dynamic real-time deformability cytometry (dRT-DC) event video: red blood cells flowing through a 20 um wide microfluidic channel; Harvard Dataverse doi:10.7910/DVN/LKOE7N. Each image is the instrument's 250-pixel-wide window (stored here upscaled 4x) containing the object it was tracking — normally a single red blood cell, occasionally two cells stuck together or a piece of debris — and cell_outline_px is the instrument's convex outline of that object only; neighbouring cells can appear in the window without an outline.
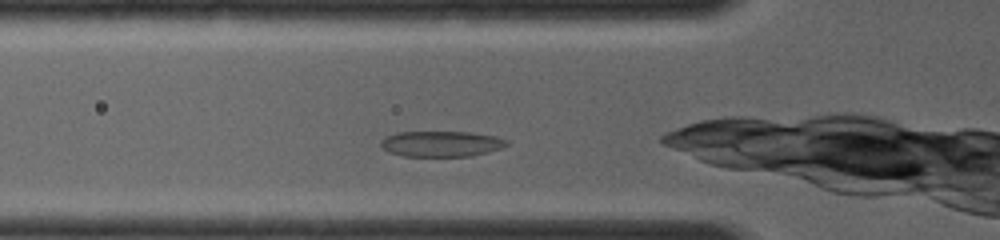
{"species": "common noctule bat (a hibernating species)", "species_latin": "Nyctalus noctula", "temperature_condition": "room temperature", "stored_images_in_passage": 3, "camera_frame_rate_fps": 4000, "um_per_image_px": 0.085, "animal": {"sex": "female", "body_mass_g": 19.0, "forearm_length_mm": 56.7}, "frame": {"image": 1, "passage_image": 2, "time_ms": 0.5, "image_size_px": [1000, 240], "cell_outline_px": [[508, 144], [500, 148], [488, 152], [472, 156], [404, 156], [388, 152], [380, 148], [380, 140], [396, 132], [472, 132], [496, 136], [508, 140]], "centroid_in_image_um": [37.49, 12.22], "position_along_channel_um": 88.3, "area_um2": 18.96}}